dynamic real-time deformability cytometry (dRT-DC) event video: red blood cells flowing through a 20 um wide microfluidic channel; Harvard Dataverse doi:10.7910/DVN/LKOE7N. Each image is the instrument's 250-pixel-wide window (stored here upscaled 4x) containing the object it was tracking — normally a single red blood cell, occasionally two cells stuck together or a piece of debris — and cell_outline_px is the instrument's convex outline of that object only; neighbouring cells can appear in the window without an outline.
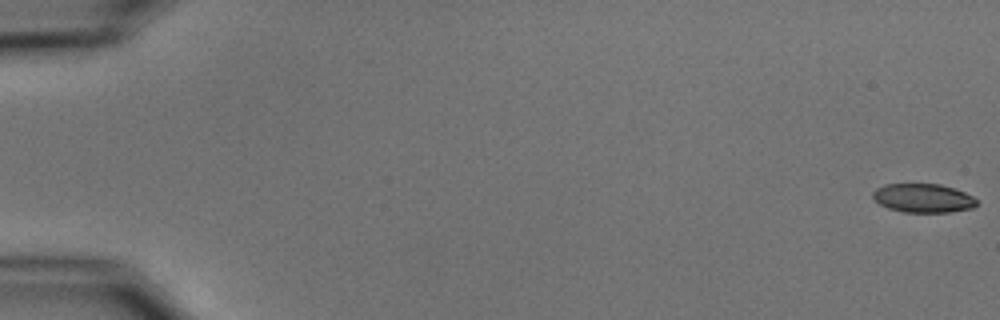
{"species": "common noctule bat (a hibernating species)", "species_latin": "Nyctalus noctula", "temperature_condition": "cold", "stored_images_in_passage": 8, "camera_frame_rate_fps": 3000, "um_per_image_px": 0.085, "animal": {"sex": "male", "body_mass_g": 15.6}, "frame": {"image": 1, "passage_image": 1, "time_ms": 0.0, "image_size_px": [1000, 320], "cell_outline_px": [[976, 204], [972, 208], [948, 212], [904, 212], [888, 208], [880, 204], [872, 196], [872, 192], [876, 188], [884, 184], [940, 184], [964, 192], [972, 196], [976, 200]], "centroid_in_image_um": [78.43, 16.83], "position_along_channel_um": 6.6, "area_um2": 17.28}}
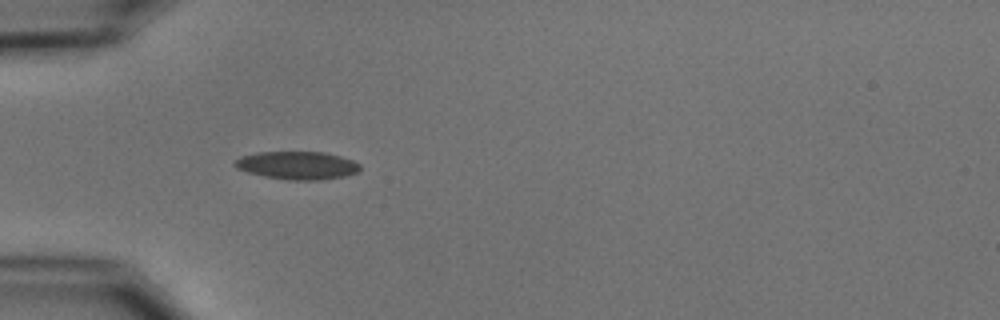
{"frame": {"image": 2, "passage_image": 5, "time_ms": 5.667, "image_size_px": [1000, 320], "cell_outline_px": [[360, 168], [356, 172], [344, 176], [320, 180], [288, 180], [264, 176], [248, 172], [236, 168], [232, 164], [240, 156], [260, 152], [324, 152], [340, 156], [352, 160], [360, 164]], "centroid_in_image_um": [25.25, 14.05], "position_along_channel_um": 59.8, "area_um2": 20.35}}